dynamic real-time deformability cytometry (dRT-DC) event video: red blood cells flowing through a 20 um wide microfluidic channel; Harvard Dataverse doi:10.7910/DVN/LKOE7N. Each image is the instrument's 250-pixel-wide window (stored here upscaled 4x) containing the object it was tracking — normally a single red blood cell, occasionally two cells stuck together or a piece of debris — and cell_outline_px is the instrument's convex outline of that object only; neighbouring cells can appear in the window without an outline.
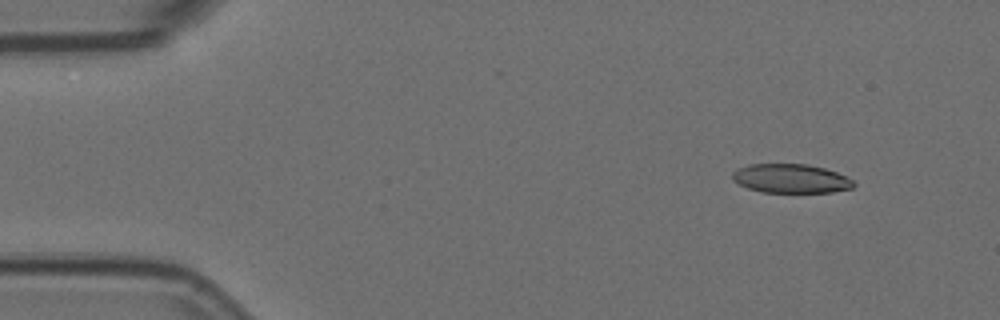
{"species": "Egyptian fruit bat (a non-hibernating species)", "species_latin": "Rousettus aegyptiacus", "temperature_condition": "room temperature", "stored_images_in_passage": 4, "camera_frame_rate_fps": 3000, "um_per_image_px": 0.085, "animal": {"sex": "female"}, "frame": {"image": 1, "passage_image": 1, "time_ms": 0.0, "image_size_px": [1000, 320], "cell_outline_px": [[856, 184], [852, 188], [832, 192], [760, 192], [748, 188], [732, 180], [732, 172], [748, 164], [808, 164], [824, 168], [836, 172], [852, 180]], "centroid_in_image_um": [67.21, 15.17], "position_along_channel_um": 17.8, "area_um2": 20.4}}